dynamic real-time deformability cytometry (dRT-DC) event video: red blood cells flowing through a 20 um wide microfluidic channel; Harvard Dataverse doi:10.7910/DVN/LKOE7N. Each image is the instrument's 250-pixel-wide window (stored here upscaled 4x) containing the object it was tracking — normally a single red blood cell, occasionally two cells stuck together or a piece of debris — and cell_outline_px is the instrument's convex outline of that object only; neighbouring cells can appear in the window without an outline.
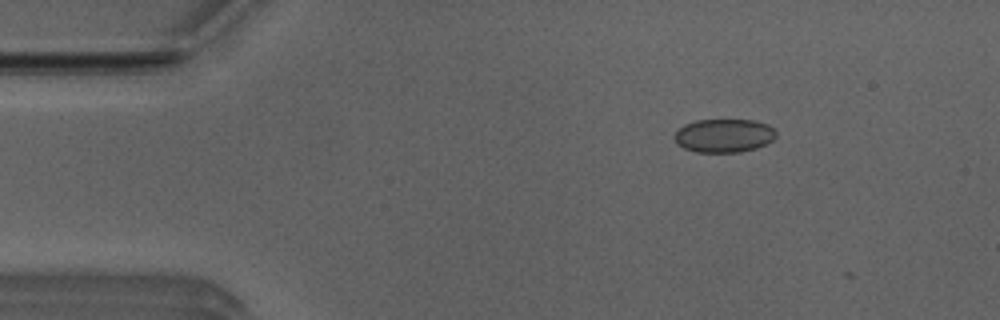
{"species": "Egyptian fruit bat (a non-hibernating species)", "species_latin": "Rousettus aegyptiacus", "temperature_condition": "room temperature", "stored_images_in_passage": 10, "camera_frame_rate_fps": 3000, "um_per_image_px": 0.085, "animal": {"sex": "male"}, "frame": {"image": 1, "passage_image": 8, "time_ms": 2.333, "image_size_px": [1000, 320], "cell_outline_px": [[776, 136], [772, 140], [756, 148], [740, 152], [696, 152], [684, 148], [672, 136], [684, 124], [696, 120], [756, 120], [768, 124], [776, 132]], "centroid_in_image_um": [61.54, 11.52], "position_along_channel_um": 23.5, "area_um2": 19.77}}